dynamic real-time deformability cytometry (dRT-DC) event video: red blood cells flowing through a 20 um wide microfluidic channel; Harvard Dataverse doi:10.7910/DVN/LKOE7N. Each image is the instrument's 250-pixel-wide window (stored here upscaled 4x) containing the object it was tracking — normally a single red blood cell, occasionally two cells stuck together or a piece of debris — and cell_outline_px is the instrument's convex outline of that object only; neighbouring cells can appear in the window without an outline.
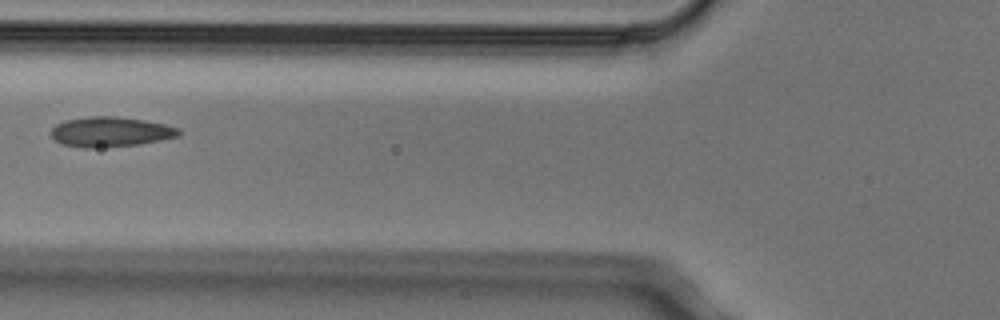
{"species": "Egyptian fruit bat (a non-hibernating species)", "species_latin": "Rousettus aegyptiacus", "temperature_condition": "cold", "stored_images_in_passage": 3, "camera_frame_rate_fps": 3000, "um_per_image_px": 0.085, "animal": {"sex": "male"}, "frame": {"image": 1, "passage_image": 2, "time_ms": 0.333, "image_size_px": [1000, 320], "cell_outline_px": [[180, 136], [140, 144], [92, 148], [80, 148], [60, 144], [48, 132], [56, 124], [64, 120], [88, 116], [116, 116], [144, 120], [164, 124], [180, 128]], "centroid_in_image_um": [9.35, 11.2], "position_along_channel_um": 116.4, "area_um2": 22.54}}
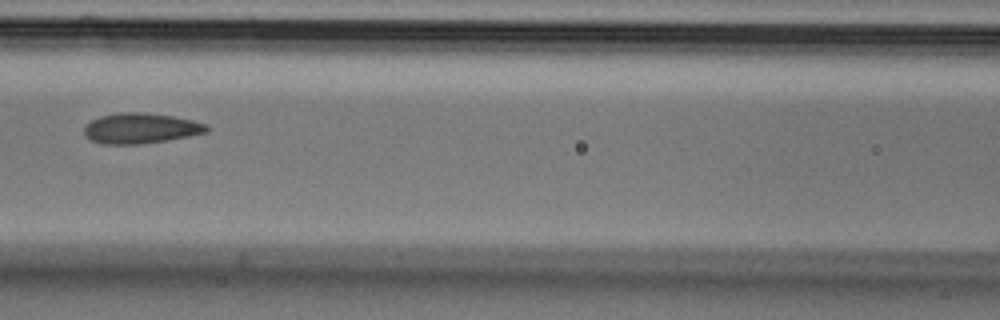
{"frame": {"image": 2, "passage_image": 3, "time_ms": 0.667, "image_size_px": [1000, 320], "cell_outline_px": [[208, 132], [168, 140], [140, 144], [100, 144], [84, 136], [84, 124], [100, 116], [120, 112], [136, 112], [172, 116], [192, 120], [208, 124]], "centroid_in_image_um": [11.93, 10.91], "position_along_channel_um": 154.7, "area_um2": 21.73}}